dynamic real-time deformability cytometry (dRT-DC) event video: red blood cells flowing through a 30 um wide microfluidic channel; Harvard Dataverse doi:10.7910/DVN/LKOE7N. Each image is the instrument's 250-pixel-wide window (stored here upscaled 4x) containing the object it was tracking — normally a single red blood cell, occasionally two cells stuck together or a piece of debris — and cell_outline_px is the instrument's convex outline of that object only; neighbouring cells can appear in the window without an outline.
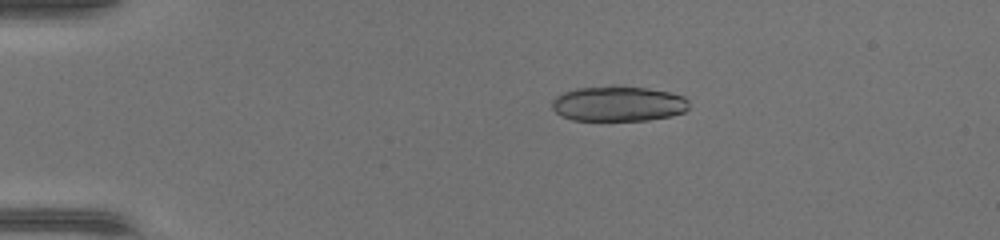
{"species": "common noctule bat (a hibernating species)", "species_latin": "Nyctalus noctula", "temperature_condition": "warm", "stored_images_in_passage": 37, "segment_of_instrument_passage": [1, 2], "camera_frame_rate_fps": 3000, "um_per_image_px": 0.085, "animal": {"sex": "female", "body_mass_g": 17.0, "forearm_length_mm": 48.0}, "frame": {"image": 1, "passage_image": 1, "time_ms": 0.0, "image_size_px": [1000, 240], "cell_outline_px": [[688, 108], [684, 112], [672, 116], [648, 120], [572, 120], [560, 116], [552, 108], [552, 100], [556, 96], [564, 92], [576, 88], [612, 84], [616, 84], [648, 88], [668, 92], [684, 96], [688, 100]], "centroid_in_image_um": [52.54, 8.79], "position_along_channel_um": 32.5, "area_um2": 28.67}}